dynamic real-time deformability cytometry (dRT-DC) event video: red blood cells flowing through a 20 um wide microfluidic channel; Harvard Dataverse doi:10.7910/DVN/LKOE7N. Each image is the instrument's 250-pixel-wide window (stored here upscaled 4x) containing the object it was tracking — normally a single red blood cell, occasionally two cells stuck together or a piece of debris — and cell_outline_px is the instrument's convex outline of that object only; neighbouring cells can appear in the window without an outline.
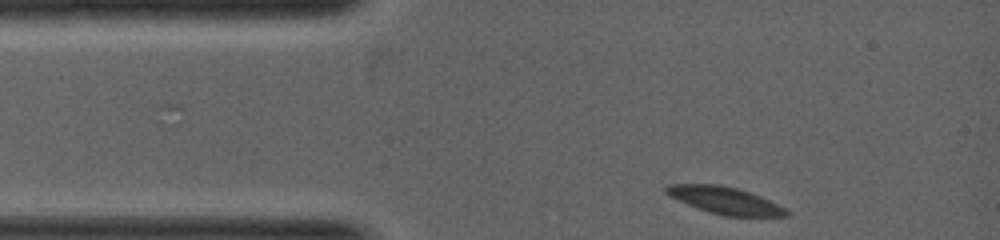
{"species": "common noctule bat (a hibernating species)", "species_latin": "Nyctalus noctula", "temperature_condition": "warm", "stored_images_in_passage": 9, "camera_frame_rate_fps": 5000, "um_per_image_px": 0.085, "animal": {"sex": "female", "body_mass_g": 19.0, "forearm_length_mm": 53.3}, "frame": {"image": 1, "passage_image": 1, "time_ms": 0.0, "image_size_px": [1000, 240], "cell_outline_px": [[788, 216], [724, 216], [688, 204], [668, 196], [664, 192], [664, 188], [668, 184], [720, 184], [736, 188], [760, 196], [784, 208], [788, 212]], "centroid_in_image_um": [61.56, 17.02], "position_along_channel_um": 23.4, "area_um2": 18.61}}
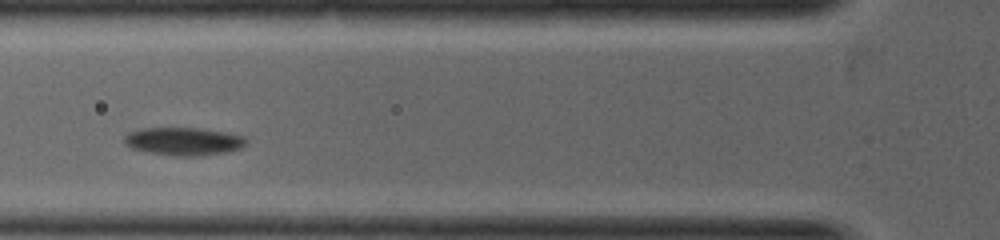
{"frame": {"image": 2, "passage_image": 6, "time_ms": 1.6, "image_size_px": [1000, 240], "cell_outline_px": [[248, 144], [240, 148], [228, 152], [200, 156], [176, 156], [152, 152], [132, 148], [124, 144], [124, 136], [128, 132], [140, 128], [200, 128], [228, 132], [244, 136], [248, 140]], "centroid_in_image_um": [15.66, 12.0], "position_along_channel_um": 110.1, "area_um2": 20.06}}
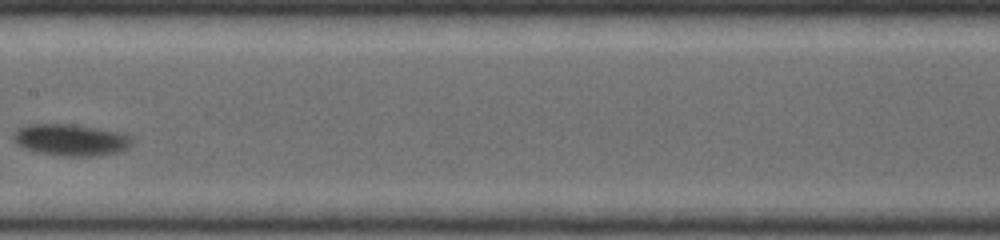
{"frame": {"image": 3, "passage_image": 9, "time_ms": 2.8, "image_size_px": [1000, 240], "cell_outline_px": [[132, 144], [116, 152], [96, 156], [68, 156], [36, 152], [24, 148], [16, 144], [12, 140], [12, 132], [16, 128], [24, 124], [76, 124], [120, 132], [132, 136]], "centroid_in_image_um": [5.94, 11.87], "position_along_channel_um": 201.5, "area_um2": 22.14}}